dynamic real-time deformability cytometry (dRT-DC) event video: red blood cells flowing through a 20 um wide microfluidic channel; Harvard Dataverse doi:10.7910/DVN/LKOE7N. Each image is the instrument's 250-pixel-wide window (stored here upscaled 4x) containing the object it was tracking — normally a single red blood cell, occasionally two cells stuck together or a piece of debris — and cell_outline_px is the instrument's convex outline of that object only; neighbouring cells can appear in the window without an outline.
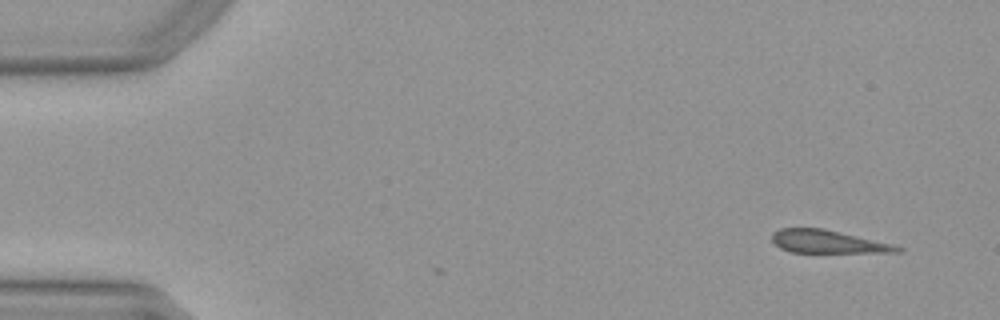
{"species": "Egyptian fruit bat (a non-hibernating species)", "species_latin": "Rousettus aegyptiacus", "temperature_condition": "warm", "stored_images_in_passage": 48, "camera_frame_rate_fps": 3000, "um_per_image_px": 0.085, "animal": {"sex": "female"}, "frame": {"image": 1, "passage_image": 1, "time_ms": 0.0, "image_size_px": [1000, 320], "cell_outline_px": [[904, 252], [792, 252], [780, 248], [772, 240], [772, 232], [780, 228], [824, 228], [892, 244], [904, 248]], "centroid_in_image_um": [70.35, 20.54], "position_along_channel_um": 14.6, "area_um2": 16.65}}
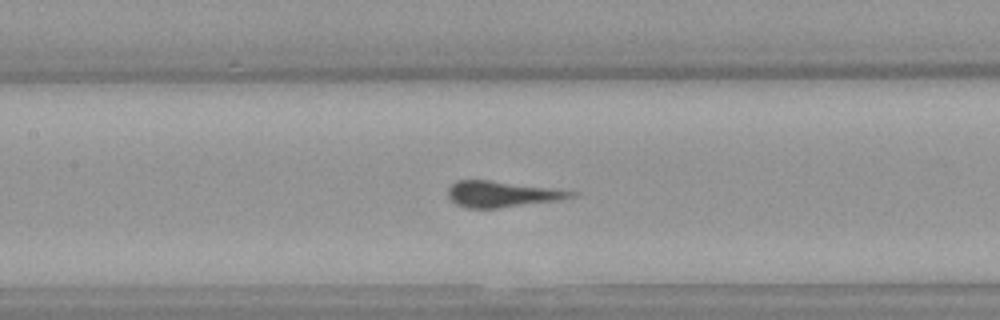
{"frame": {"image": 2, "passage_image": 21, "time_ms": 6.667, "image_size_px": [1000, 320], "cell_outline_px": [[580, 192], [576, 196], [560, 200], [496, 208], [468, 208], [456, 204], [448, 196], [448, 188], [456, 180], [492, 180], [572, 188]], "centroid_in_image_um": [42.86, 16.46], "position_along_channel_um": 164.5, "area_um2": 19.54}}
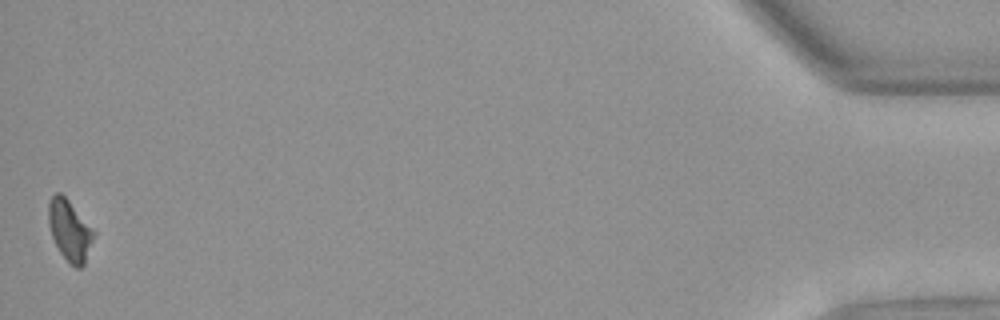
{"frame": {"image": 3, "passage_image": 48, "time_ms": 15.667, "image_size_px": [1000, 320], "cell_outline_px": [[96, 232], [84, 264], [80, 268], [76, 268], [60, 252], [52, 236], [48, 224], [48, 200], [56, 192], [60, 192], [68, 200]], "centroid_in_image_um": [5.91, 19.55], "position_along_channel_um": 429.3, "area_um2": 15.84}}